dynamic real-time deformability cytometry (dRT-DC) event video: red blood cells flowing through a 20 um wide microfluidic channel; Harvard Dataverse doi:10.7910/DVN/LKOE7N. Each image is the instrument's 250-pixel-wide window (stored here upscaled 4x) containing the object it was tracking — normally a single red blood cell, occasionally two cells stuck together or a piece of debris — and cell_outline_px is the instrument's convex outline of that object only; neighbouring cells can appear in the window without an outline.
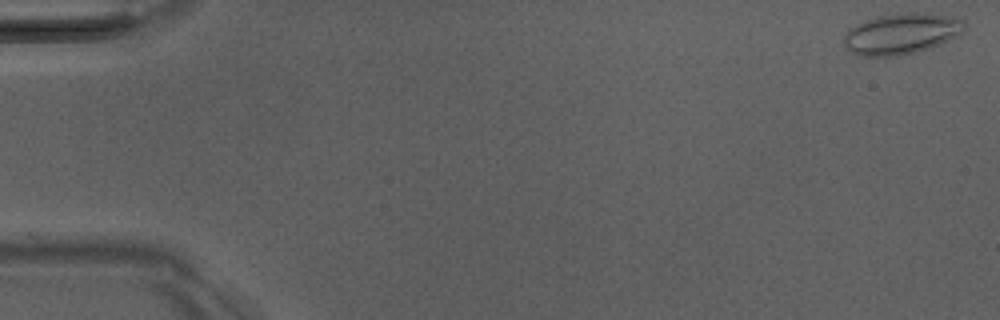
{"species": "Egyptian fruit bat (a non-hibernating species)", "species_latin": "Rousettus aegyptiacus", "temperature_condition": "room temperature", "stored_images_in_passage": 8, "camera_frame_rate_fps": 3000, "um_per_image_px": 0.085, "animal": {"sex": "male"}, "frame": {"image": 1, "passage_image": 1, "time_ms": 0.0, "image_size_px": [1000, 320], "cell_outline_px": [[964, 28], [956, 36], [940, 44], [916, 52], [896, 56], [860, 56], [844, 48], [844, 36], [848, 28], [856, 24], [880, 16], [900, 12], [928, 12], [952, 16], [964, 20]], "centroid_in_image_um": [76.6, 2.85], "position_along_channel_um": 8.4, "area_um2": 28.84}}